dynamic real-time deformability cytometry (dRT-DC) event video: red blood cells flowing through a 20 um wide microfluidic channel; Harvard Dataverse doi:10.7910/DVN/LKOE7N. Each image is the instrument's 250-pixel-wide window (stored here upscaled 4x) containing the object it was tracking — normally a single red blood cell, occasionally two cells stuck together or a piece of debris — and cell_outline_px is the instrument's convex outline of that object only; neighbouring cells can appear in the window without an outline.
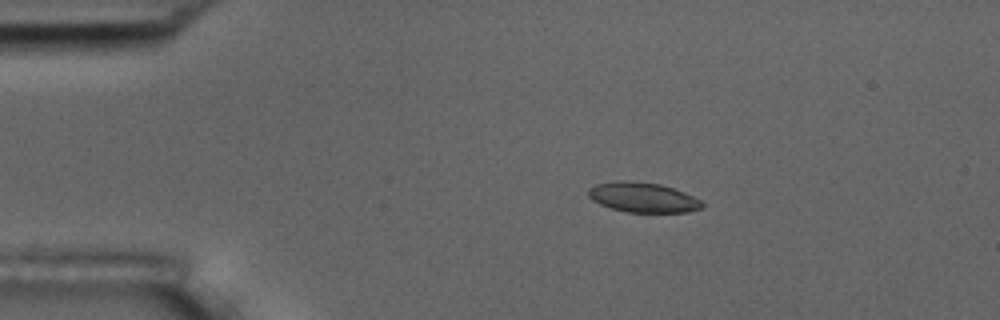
{"species": "common noctule bat (a hibernating species)", "species_latin": "Nyctalus noctula", "temperature_condition": "room temperature", "stored_images_in_passage": 5, "camera_frame_rate_fps": 3000, "um_per_image_px": 0.085, "animal": {"sex": "male", "body_mass_g": 17.5, "forearm_length_mm": 52.3}, "frame": {"image": 1, "passage_image": 3, "time_ms": 2.333, "image_size_px": [1000, 320], "cell_outline_px": [[704, 204], [700, 208], [688, 212], [628, 212], [612, 208], [600, 204], [592, 200], [588, 196], [588, 188], [596, 184], [620, 180], [624, 180], [660, 184], [684, 192], [700, 200]], "centroid_in_image_um": [54.62, 16.77], "position_along_channel_um": 30.4, "area_um2": 19.65}}
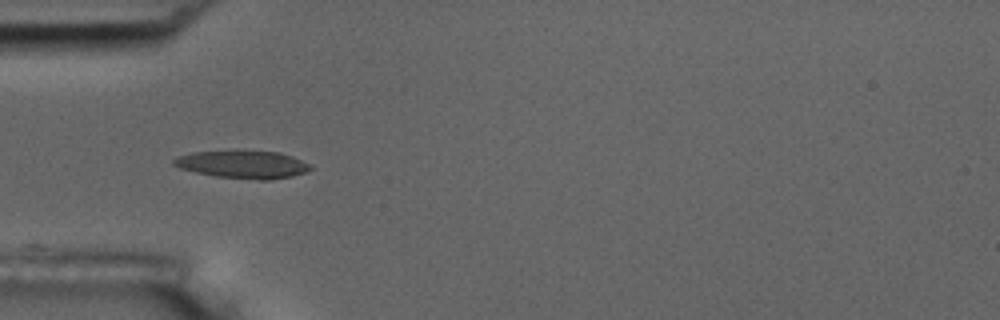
{"frame": {"image": 2, "passage_image": 5, "time_ms": 4.667, "image_size_px": [1000, 320], "cell_outline_px": [[312, 168], [304, 172], [292, 176], [272, 180], [260, 180], [216, 176], [196, 172], [180, 168], [172, 164], [172, 160], [180, 156], [192, 152], [244, 148], [280, 152], [292, 156], [308, 164]], "centroid_in_image_um": [20.62, 13.93], "position_along_channel_um": 64.4, "area_um2": 22.72}}